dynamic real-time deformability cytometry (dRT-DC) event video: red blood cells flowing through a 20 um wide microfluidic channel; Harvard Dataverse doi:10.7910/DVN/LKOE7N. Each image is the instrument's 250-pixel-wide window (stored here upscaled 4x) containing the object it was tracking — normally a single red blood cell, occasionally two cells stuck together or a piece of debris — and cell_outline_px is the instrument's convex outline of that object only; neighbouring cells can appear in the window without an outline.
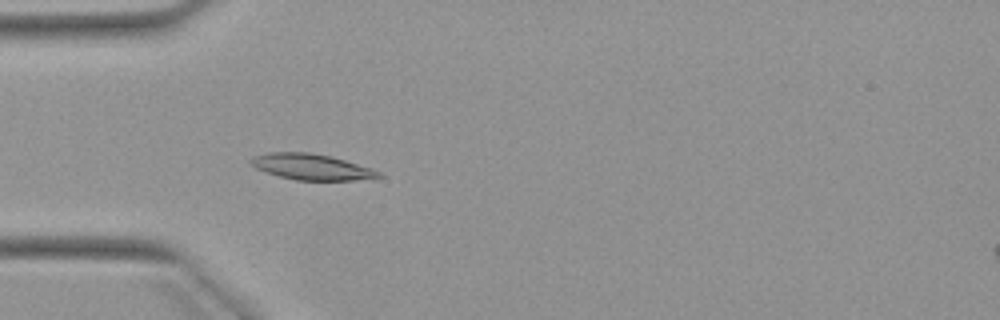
{"species": "Egyptian fruit bat (a non-hibernating species)", "species_latin": "Rousettus aegyptiacus", "temperature_condition": "warm", "stored_images_in_passage": 5, "camera_frame_rate_fps": 3000, "um_per_image_px": 0.085, "animal": {"sex": "female"}, "frame": {"image": 1, "passage_image": 4, "time_ms": 3.333, "image_size_px": [1000, 320], "cell_outline_px": [[384, 176], [352, 180], [296, 180], [280, 176], [256, 168], [248, 160], [252, 156], [268, 152], [308, 152], [328, 156], [344, 160], [372, 168], [380, 172]], "centroid_in_image_um": [26.45, 14.17], "position_along_channel_um": 58.6, "area_um2": 19.02}}